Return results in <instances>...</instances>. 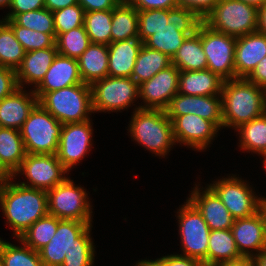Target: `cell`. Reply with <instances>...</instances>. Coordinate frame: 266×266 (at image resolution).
<instances>
[{"label": "cell", "mask_w": 266, "mask_h": 266, "mask_svg": "<svg viewBox=\"0 0 266 266\" xmlns=\"http://www.w3.org/2000/svg\"><path fill=\"white\" fill-rule=\"evenodd\" d=\"M0 184V206L14 235L19 239L26 230L48 214L47 191L13 183Z\"/></svg>", "instance_id": "1"}, {"label": "cell", "mask_w": 266, "mask_h": 266, "mask_svg": "<svg viewBox=\"0 0 266 266\" xmlns=\"http://www.w3.org/2000/svg\"><path fill=\"white\" fill-rule=\"evenodd\" d=\"M221 96L223 127L237 129L266 113V90L247 78L224 80Z\"/></svg>", "instance_id": "2"}, {"label": "cell", "mask_w": 266, "mask_h": 266, "mask_svg": "<svg viewBox=\"0 0 266 266\" xmlns=\"http://www.w3.org/2000/svg\"><path fill=\"white\" fill-rule=\"evenodd\" d=\"M129 132L134 141L156 156L165 157L176 144L172 121L162 109L135 108L131 115Z\"/></svg>", "instance_id": "3"}, {"label": "cell", "mask_w": 266, "mask_h": 266, "mask_svg": "<svg viewBox=\"0 0 266 266\" xmlns=\"http://www.w3.org/2000/svg\"><path fill=\"white\" fill-rule=\"evenodd\" d=\"M38 103L62 124L90 120L91 86L85 83L46 92Z\"/></svg>", "instance_id": "4"}, {"label": "cell", "mask_w": 266, "mask_h": 266, "mask_svg": "<svg viewBox=\"0 0 266 266\" xmlns=\"http://www.w3.org/2000/svg\"><path fill=\"white\" fill-rule=\"evenodd\" d=\"M203 22L216 32L238 38L257 31L258 8L239 0H219Z\"/></svg>", "instance_id": "5"}, {"label": "cell", "mask_w": 266, "mask_h": 266, "mask_svg": "<svg viewBox=\"0 0 266 266\" xmlns=\"http://www.w3.org/2000/svg\"><path fill=\"white\" fill-rule=\"evenodd\" d=\"M63 124L39 103L20 129L27 154H57Z\"/></svg>", "instance_id": "6"}, {"label": "cell", "mask_w": 266, "mask_h": 266, "mask_svg": "<svg viewBox=\"0 0 266 266\" xmlns=\"http://www.w3.org/2000/svg\"><path fill=\"white\" fill-rule=\"evenodd\" d=\"M91 227L86 222L58 218V228L51 241L38 251L44 266H61L74 247H94Z\"/></svg>", "instance_id": "7"}, {"label": "cell", "mask_w": 266, "mask_h": 266, "mask_svg": "<svg viewBox=\"0 0 266 266\" xmlns=\"http://www.w3.org/2000/svg\"><path fill=\"white\" fill-rule=\"evenodd\" d=\"M48 214L59 219L76 220L92 225V205L83 187L68 177L47 191Z\"/></svg>", "instance_id": "8"}, {"label": "cell", "mask_w": 266, "mask_h": 266, "mask_svg": "<svg viewBox=\"0 0 266 266\" xmlns=\"http://www.w3.org/2000/svg\"><path fill=\"white\" fill-rule=\"evenodd\" d=\"M91 91L94 113L127 109L139 98V85L126 77L107 76L93 83Z\"/></svg>", "instance_id": "9"}, {"label": "cell", "mask_w": 266, "mask_h": 266, "mask_svg": "<svg viewBox=\"0 0 266 266\" xmlns=\"http://www.w3.org/2000/svg\"><path fill=\"white\" fill-rule=\"evenodd\" d=\"M178 223L181 246L184 256L195 258L207 266V250L210 229L201 213L187 199L179 208Z\"/></svg>", "instance_id": "10"}, {"label": "cell", "mask_w": 266, "mask_h": 266, "mask_svg": "<svg viewBox=\"0 0 266 266\" xmlns=\"http://www.w3.org/2000/svg\"><path fill=\"white\" fill-rule=\"evenodd\" d=\"M200 39L207 58V69L222 79L235 78L234 55L237 38L200 24Z\"/></svg>", "instance_id": "11"}, {"label": "cell", "mask_w": 266, "mask_h": 266, "mask_svg": "<svg viewBox=\"0 0 266 266\" xmlns=\"http://www.w3.org/2000/svg\"><path fill=\"white\" fill-rule=\"evenodd\" d=\"M20 173L25 174L29 183L21 182L19 184L48 191L62 183L67 178L65 174L68 171L58 160L56 154H26L12 178L15 179L14 177Z\"/></svg>", "instance_id": "12"}, {"label": "cell", "mask_w": 266, "mask_h": 266, "mask_svg": "<svg viewBox=\"0 0 266 266\" xmlns=\"http://www.w3.org/2000/svg\"><path fill=\"white\" fill-rule=\"evenodd\" d=\"M208 186L216 193L234 219L247 218L259 212L261 198L255 196L251 186L241 178L232 175Z\"/></svg>", "instance_id": "13"}, {"label": "cell", "mask_w": 266, "mask_h": 266, "mask_svg": "<svg viewBox=\"0 0 266 266\" xmlns=\"http://www.w3.org/2000/svg\"><path fill=\"white\" fill-rule=\"evenodd\" d=\"M92 131L91 120L63 124L56 155L68 172L92 147Z\"/></svg>", "instance_id": "14"}, {"label": "cell", "mask_w": 266, "mask_h": 266, "mask_svg": "<svg viewBox=\"0 0 266 266\" xmlns=\"http://www.w3.org/2000/svg\"><path fill=\"white\" fill-rule=\"evenodd\" d=\"M180 70L173 64L139 85L140 109L165 110L179 89Z\"/></svg>", "instance_id": "15"}, {"label": "cell", "mask_w": 266, "mask_h": 266, "mask_svg": "<svg viewBox=\"0 0 266 266\" xmlns=\"http://www.w3.org/2000/svg\"><path fill=\"white\" fill-rule=\"evenodd\" d=\"M168 118L173 121L177 116L195 114L223 128L222 96H190L177 93L165 109Z\"/></svg>", "instance_id": "16"}, {"label": "cell", "mask_w": 266, "mask_h": 266, "mask_svg": "<svg viewBox=\"0 0 266 266\" xmlns=\"http://www.w3.org/2000/svg\"><path fill=\"white\" fill-rule=\"evenodd\" d=\"M172 125L175 142L198 151L206 149L220 130L213 122L195 114L177 116Z\"/></svg>", "instance_id": "17"}, {"label": "cell", "mask_w": 266, "mask_h": 266, "mask_svg": "<svg viewBox=\"0 0 266 266\" xmlns=\"http://www.w3.org/2000/svg\"><path fill=\"white\" fill-rule=\"evenodd\" d=\"M201 188L196 185L191 191L188 200L201 213L204 221L207 223L210 230H226L231 229L234 224V217L209 187L200 192Z\"/></svg>", "instance_id": "18"}, {"label": "cell", "mask_w": 266, "mask_h": 266, "mask_svg": "<svg viewBox=\"0 0 266 266\" xmlns=\"http://www.w3.org/2000/svg\"><path fill=\"white\" fill-rule=\"evenodd\" d=\"M83 83L78 60L58 54L42 81L34 88L38 100L46 93Z\"/></svg>", "instance_id": "19"}, {"label": "cell", "mask_w": 266, "mask_h": 266, "mask_svg": "<svg viewBox=\"0 0 266 266\" xmlns=\"http://www.w3.org/2000/svg\"><path fill=\"white\" fill-rule=\"evenodd\" d=\"M231 232L242 256L252 257L253 251L259 253L266 249V227L260 212L247 218L235 219Z\"/></svg>", "instance_id": "20"}, {"label": "cell", "mask_w": 266, "mask_h": 266, "mask_svg": "<svg viewBox=\"0 0 266 266\" xmlns=\"http://www.w3.org/2000/svg\"><path fill=\"white\" fill-rule=\"evenodd\" d=\"M266 57V35L258 31L238 37L235 46V78H247Z\"/></svg>", "instance_id": "21"}, {"label": "cell", "mask_w": 266, "mask_h": 266, "mask_svg": "<svg viewBox=\"0 0 266 266\" xmlns=\"http://www.w3.org/2000/svg\"><path fill=\"white\" fill-rule=\"evenodd\" d=\"M18 88L13 94L0 101V127L20 130L30 112L38 104L33 90Z\"/></svg>", "instance_id": "22"}, {"label": "cell", "mask_w": 266, "mask_h": 266, "mask_svg": "<svg viewBox=\"0 0 266 266\" xmlns=\"http://www.w3.org/2000/svg\"><path fill=\"white\" fill-rule=\"evenodd\" d=\"M57 53L56 47L26 52L21 65L16 69L19 88H24V84L34 85L35 88L44 78Z\"/></svg>", "instance_id": "23"}, {"label": "cell", "mask_w": 266, "mask_h": 266, "mask_svg": "<svg viewBox=\"0 0 266 266\" xmlns=\"http://www.w3.org/2000/svg\"><path fill=\"white\" fill-rule=\"evenodd\" d=\"M143 42L139 38L117 41L108 45V76L131 78Z\"/></svg>", "instance_id": "24"}, {"label": "cell", "mask_w": 266, "mask_h": 266, "mask_svg": "<svg viewBox=\"0 0 266 266\" xmlns=\"http://www.w3.org/2000/svg\"><path fill=\"white\" fill-rule=\"evenodd\" d=\"M224 79L210 70L180 71L178 93L190 96L221 95Z\"/></svg>", "instance_id": "25"}, {"label": "cell", "mask_w": 266, "mask_h": 266, "mask_svg": "<svg viewBox=\"0 0 266 266\" xmlns=\"http://www.w3.org/2000/svg\"><path fill=\"white\" fill-rule=\"evenodd\" d=\"M108 45L91 43L77 59L83 83L92 85L108 76Z\"/></svg>", "instance_id": "26"}, {"label": "cell", "mask_w": 266, "mask_h": 266, "mask_svg": "<svg viewBox=\"0 0 266 266\" xmlns=\"http://www.w3.org/2000/svg\"><path fill=\"white\" fill-rule=\"evenodd\" d=\"M20 130L0 127V163L13 176L26 157Z\"/></svg>", "instance_id": "27"}, {"label": "cell", "mask_w": 266, "mask_h": 266, "mask_svg": "<svg viewBox=\"0 0 266 266\" xmlns=\"http://www.w3.org/2000/svg\"><path fill=\"white\" fill-rule=\"evenodd\" d=\"M172 64L180 71L207 69V58L200 39V25L194 34L187 36L173 56Z\"/></svg>", "instance_id": "28"}, {"label": "cell", "mask_w": 266, "mask_h": 266, "mask_svg": "<svg viewBox=\"0 0 266 266\" xmlns=\"http://www.w3.org/2000/svg\"><path fill=\"white\" fill-rule=\"evenodd\" d=\"M138 38V10L122 0L112 10L111 43Z\"/></svg>", "instance_id": "29"}, {"label": "cell", "mask_w": 266, "mask_h": 266, "mask_svg": "<svg viewBox=\"0 0 266 266\" xmlns=\"http://www.w3.org/2000/svg\"><path fill=\"white\" fill-rule=\"evenodd\" d=\"M171 65L172 59L168 55L143 45L136 58L131 78L140 85Z\"/></svg>", "instance_id": "30"}, {"label": "cell", "mask_w": 266, "mask_h": 266, "mask_svg": "<svg viewBox=\"0 0 266 266\" xmlns=\"http://www.w3.org/2000/svg\"><path fill=\"white\" fill-rule=\"evenodd\" d=\"M231 229L210 230L207 250V266L241 258Z\"/></svg>", "instance_id": "31"}, {"label": "cell", "mask_w": 266, "mask_h": 266, "mask_svg": "<svg viewBox=\"0 0 266 266\" xmlns=\"http://www.w3.org/2000/svg\"><path fill=\"white\" fill-rule=\"evenodd\" d=\"M239 133L240 148L247 152L266 154V113L261 117L240 125L235 129Z\"/></svg>", "instance_id": "32"}, {"label": "cell", "mask_w": 266, "mask_h": 266, "mask_svg": "<svg viewBox=\"0 0 266 266\" xmlns=\"http://www.w3.org/2000/svg\"><path fill=\"white\" fill-rule=\"evenodd\" d=\"M26 51L16 39L12 27L0 20V66L16 70L22 63Z\"/></svg>", "instance_id": "33"}, {"label": "cell", "mask_w": 266, "mask_h": 266, "mask_svg": "<svg viewBox=\"0 0 266 266\" xmlns=\"http://www.w3.org/2000/svg\"><path fill=\"white\" fill-rule=\"evenodd\" d=\"M57 228L58 218L47 214L32 224L19 240L38 252L51 241Z\"/></svg>", "instance_id": "34"}, {"label": "cell", "mask_w": 266, "mask_h": 266, "mask_svg": "<svg viewBox=\"0 0 266 266\" xmlns=\"http://www.w3.org/2000/svg\"><path fill=\"white\" fill-rule=\"evenodd\" d=\"M20 246L0 238V264L2 266H44L39 253L28 247L23 241Z\"/></svg>", "instance_id": "35"}, {"label": "cell", "mask_w": 266, "mask_h": 266, "mask_svg": "<svg viewBox=\"0 0 266 266\" xmlns=\"http://www.w3.org/2000/svg\"><path fill=\"white\" fill-rule=\"evenodd\" d=\"M187 36V34L178 31L169 23L165 27L155 31L153 35L143 42V45L150 49L162 52L172 59Z\"/></svg>", "instance_id": "36"}, {"label": "cell", "mask_w": 266, "mask_h": 266, "mask_svg": "<svg viewBox=\"0 0 266 266\" xmlns=\"http://www.w3.org/2000/svg\"><path fill=\"white\" fill-rule=\"evenodd\" d=\"M112 10L85 12L84 28L91 43H111Z\"/></svg>", "instance_id": "37"}, {"label": "cell", "mask_w": 266, "mask_h": 266, "mask_svg": "<svg viewBox=\"0 0 266 266\" xmlns=\"http://www.w3.org/2000/svg\"><path fill=\"white\" fill-rule=\"evenodd\" d=\"M91 44L90 38L83 26L59 34L55 39L58 54L78 59Z\"/></svg>", "instance_id": "38"}, {"label": "cell", "mask_w": 266, "mask_h": 266, "mask_svg": "<svg viewBox=\"0 0 266 266\" xmlns=\"http://www.w3.org/2000/svg\"><path fill=\"white\" fill-rule=\"evenodd\" d=\"M4 20L12 27L16 39L22 44L26 52L56 47L55 38L51 34L18 26L12 19Z\"/></svg>", "instance_id": "39"}, {"label": "cell", "mask_w": 266, "mask_h": 266, "mask_svg": "<svg viewBox=\"0 0 266 266\" xmlns=\"http://www.w3.org/2000/svg\"><path fill=\"white\" fill-rule=\"evenodd\" d=\"M12 20L18 26L51 34L56 39L53 14L46 8L17 14Z\"/></svg>", "instance_id": "40"}, {"label": "cell", "mask_w": 266, "mask_h": 266, "mask_svg": "<svg viewBox=\"0 0 266 266\" xmlns=\"http://www.w3.org/2000/svg\"><path fill=\"white\" fill-rule=\"evenodd\" d=\"M168 9L138 10V38L144 42L168 23Z\"/></svg>", "instance_id": "41"}, {"label": "cell", "mask_w": 266, "mask_h": 266, "mask_svg": "<svg viewBox=\"0 0 266 266\" xmlns=\"http://www.w3.org/2000/svg\"><path fill=\"white\" fill-rule=\"evenodd\" d=\"M52 14L56 37L84 25L85 11L79 4L56 10Z\"/></svg>", "instance_id": "42"}, {"label": "cell", "mask_w": 266, "mask_h": 266, "mask_svg": "<svg viewBox=\"0 0 266 266\" xmlns=\"http://www.w3.org/2000/svg\"><path fill=\"white\" fill-rule=\"evenodd\" d=\"M203 21L189 9L176 7L168 9L167 23L172 24L178 31L185 34H194Z\"/></svg>", "instance_id": "43"}, {"label": "cell", "mask_w": 266, "mask_h": 266, "mask_svg": "<svg viewBox=\"0 0 266 266\" xmlns=\"http://www.w3.org/2000/svg\"><path fill=\"white\" fill-rule=\"evenodd\" d=\"M94 247H74L66 253L61 266H94Z\"/></svg>", "instance_id": "44"}, {"label": "cell", "mask_w": 266, "mask_h": 266, "mask_svg": "<svg viewBox=\"0 0 266 266\" xmlns=\"http://www.w3.org/2000/svg\"><path fill=\"white\" fill-rule=\"evenodd\" d=\"M219 0H178V7L192 10L202 21L212 12Z\"/></svg>", "instance_id": "45"}, {"label": "cell", "mask_w": 266, "mask_h": 266, "mask_svg": "<svg viewBox=\"0 0 266 266\" xmlns=\"http://www.w3.org/2000/svg\"><path fill=\"white\" fill-rule=\"evenodd\" d=\"M18 88L16 70L0 66V101L13 94Z\"/></svg>", "instance_id": "46"}, {"label": "cell", "mask_w": 266, "mask_h": 266, "mask_svg": "<svg viewBox=\"0 0 266 266\" xmlns=\"http://www.w3.org/2000/svg\"><path fill=\"white\" fill-rule=\"evenodd\" d=\"M43 8H45V0H12L9 7L11 11L4 19H13L17 14Z\"/></svg>", "instance_id": "47"}, {"label": "cell", "mask_w": 266, "mask_h": 266, "mask_svg": "<svg viewBox=\"0 0 266 266\" xmlns=\"http://www.w3.org/2000/svg\"><path fill=\"white\" fill-rule=\"evenodd\" d=\"M137 10L173 9L178 7V0H126Z\"/></svg>", "instance_id": "48"}, {"label": "cell", "mask_w": 266, "mask_h": 266, "mask_svg": "<svg viewBox=\"0 0 266 266\" xmlns=\"http://www.w3.org/2000/svg\"><path fill=\"white\" fill-rule=\"evenodd\" d=\"M122 0H78L85 12L113 10Z\"/></svg>", "instance_id": "49"}, {"label": "cell", "mask_w": 266, "mask_h": 266, "mask_svg": "<svg viewBox=\"0 0 266 266\" xmlns=\"http://www.w3.org/2000/svg\"><path fill=\"white\" fill-rule=\"evenodd\" d=\"M159 259L162 261V266H203L200 260L181 254L167 255Z\"/></svg>", "instance_id": "50"}, {"label": "cell", "mask_w": 266, "mask_h": 266, "mask_svg": "<svg viewBox=\"0 0 266 266\" xmlns=\"http://www.w3.org/2000/svg\"><path fill=\"white\" fill-rule=\"evenodd\" d=\"M247 79L266 90V57L257 64Z\"/></svg>", "instance_id": "51"}, {"label": "cell", "mask_w": 266, "mask_h": 266, "mask_svg": "<svg viewBox=\"0 0 266 266\" xmlns=\"http://www.w3.org/2000/svg\"><path fill=\"white\" fill-rule=\"evenodd\" d=\"M78 4V0H45V8L54 12L65 7Z\"/></svg>", "instance_id": "52"}, {"label": "cell", "mask_w": 266, "mask_h": 266, "mask_svg": "<svg viewBox=\"0 0 266 266\" xmlns=\"http://www.w3.org/2000/svg\"><path fill=\"white\" fill-rule=\"evenodd\" d=\"M216 266H254V262L251 256H242L235 260L221 262Z\"/></svg>", "instance_id": "53"}, {"label": "cell", "mask_w": 266, "mask_h": 266, "mask_svg": "<svg viewBox=\"0 0 266 266\" xmlns=\"http://www.w3.org/2000/svg\"><path fill=\"white\" fill-rule=\"evenodd\" d=\"M257 31L266 35V3L258 8V26Z\"/></svg>", "instance_id": "54"}, {"label": "cell", "mask_w": 266, "mask_h": 266, "mask_svg": "<svg viewBox=\"0 0 266 266\" xmlns=\"http://www.w3.org/2000/svg\"><path fill=\"white\" fill-rule=\"evenodd\" d=\"M254 266H266V249L261 250L252 256Z\"/></svg>", "instance_id": "55"}, {"label": "cell", "mask_w": 266, "mask_h": 266, "mask_svg": "<svg viewBox=\"0 0 266 266\" xmlns=\"http://www.w3.org/2000/svg\"><path fill=\"white\" fill-rule=\"evenodd\" d=\"M136 266H162V261L159 258L155 260H142L136 263Z\"/></svg>", "instance_id": "56"}, {"label": "cell", "mask_w": 266, "mask_h": 266, "mask_svg": "<svg viewBox=\"0 0 266 266\" xmlns=\"http://www.w3.org/2000/svg\"><path fill=\"white\" fill-rule=\"evenodd\" d=\"M259 212L261 213L266 227V198L261 196Z\"/></svg>", "instance_id": "57"}, {"label": "cell", "mask_w": 266, "mask_h": 266, "mask_svg": "<svg viewBox=\"0 0 266 266\" xmlns=\"http://www.w3.org/2000/svg\"><path fill=\"white\" fill-rule=\"evenodd\" d=\"M239 1L253 5L256 8H260L262 5L266 3V0H239Z\"/></svg>", "instance_id": "58"}, {"label": "cell", "mask_w": 266, "mask_h": 266, "mask_svg": "<svg viewBox=\"0 0 266 266\" xmlns=\"http://www.w3.org/2000/svg\"><path fill=\"white\" fill-rule=\"evenodd\" d=\"M12 176L2 167L0 163V184L8 180Z\"/></svg>", "instance_id": "59"}, {"label": "cell", "mask_w": 266, "mask_h": 266, "mask_svg": "<svg viewBox=\"0 0 266 266\" xmlns=\"http://www.w3.org/2000/svg\"><path fill=\"white\" fill-rule=\"evenodd\" d=\"M12 0H0V7L2 9V7L6 6V7H10Z\"/></svg>", "instance_id": "60"}, {"label": "cell", "mask_w": 266, "mask_h": 266, "mask_svg": "<svg viewBox=\"0 0 266 266\" xmlns=\"http://www.w3.org/2000/svg\"><path fill=\"white\" fill-rule=\"evenodd\" d=\"M264 157V160L262 161L263 162V166H265V171H266V154L262 155Z\"/></svg>", "instance_id": "61"}]
</instances>
